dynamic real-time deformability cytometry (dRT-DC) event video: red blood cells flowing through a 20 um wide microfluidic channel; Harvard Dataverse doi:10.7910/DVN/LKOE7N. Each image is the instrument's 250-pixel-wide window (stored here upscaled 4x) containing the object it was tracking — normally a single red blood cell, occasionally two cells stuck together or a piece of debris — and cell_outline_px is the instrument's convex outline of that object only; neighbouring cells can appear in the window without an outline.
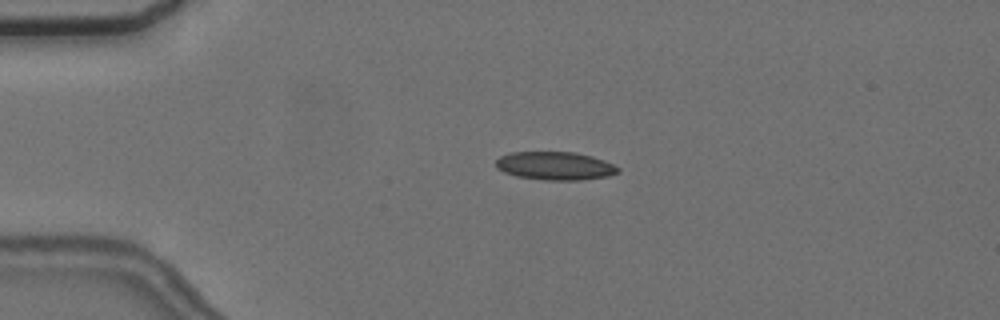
{"species": "common noctule bat (a hibernating species)", "species_latin": "Nyctalus noctula", "temperature_condition": "cold", "stored_images_in_passage": 37, "camera_frame_rate_fps": 3000, "um_per_image_px": 0.085, "animal": {"sex": "female", "body_mass_g": 24.6, "forearm_length_mm": 56.2}, "frame": {"image": 1, "passage_image": 4, "time_ms": 1.0, "image_size_px": [1000, 320], "cell_outline_px": [[620, 172], [608, 176], [580, 180], [544, 180], [516, 176], [504, 172], [496, 168], [496, 160], [500, 156], [512, 152], [576, 152], [592, 156], [604, 160], [620, 168]], "centroid_in_image_um": [47.19, 14.1], "position_along_channel_um": 37.8, "area_um2": 20.17}}
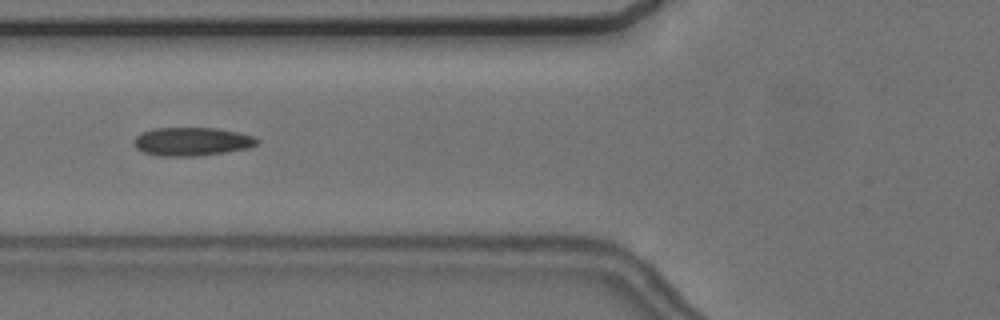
{"frame": {"image": 2, "passage_image": 13, "time_ms": 4.0, "image_size_px": [1000, 320], "cell_outline_px": [[260, 140], [256, 144], [248, 148], [224, 152], [192, 156], [160, 156], [144, 152], [136, 148], [136, 136], [140, 132], [152, 128], [216, 128], [240, 132], [256, 136]], "centroid_in_image_um": [16.34, 12.01], "position_along_channel_um": 109.5, "area_um2": 20.35}}
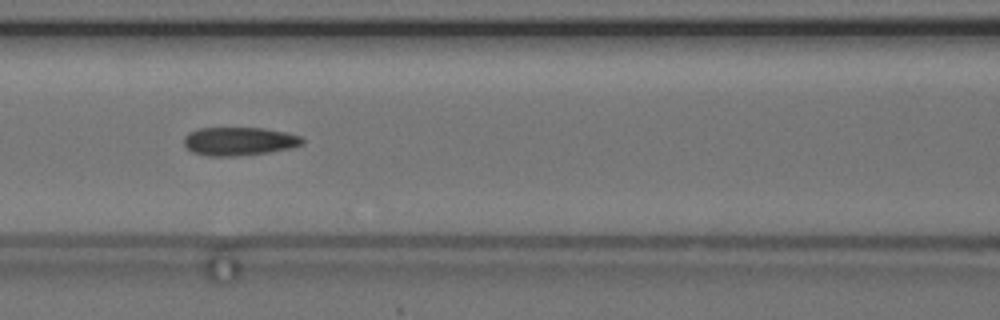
{"frame": {"image": 3, "passage_image": 16, "time_ms": 5.0, "image_size_px": [1000, 320], "cell_outline_px": [[304, 144], [292, 148], [268, 152], [236, 156], [208, 156], [192, 152], [184, 144], [184, 136], [188, 132], [200, 128], [264, 128], [284, 132], [300, 136], [304, 140]], "centroid_in_image_um": [20.32, 12.01], "position_along_channel_um": 146.3, "area_um2": 19.59}, "authors_computed_cell_mechanics": {"area_um2": 19.8254, "velocity_mm_per_s": 3.6369, "shape_relaxation_time_tau1_ms": null, "shape_relaxation_time_tau2_ms": 7.4347, "deformation_change_tau1": null, "deformation_change_tau2": 0.1368}}